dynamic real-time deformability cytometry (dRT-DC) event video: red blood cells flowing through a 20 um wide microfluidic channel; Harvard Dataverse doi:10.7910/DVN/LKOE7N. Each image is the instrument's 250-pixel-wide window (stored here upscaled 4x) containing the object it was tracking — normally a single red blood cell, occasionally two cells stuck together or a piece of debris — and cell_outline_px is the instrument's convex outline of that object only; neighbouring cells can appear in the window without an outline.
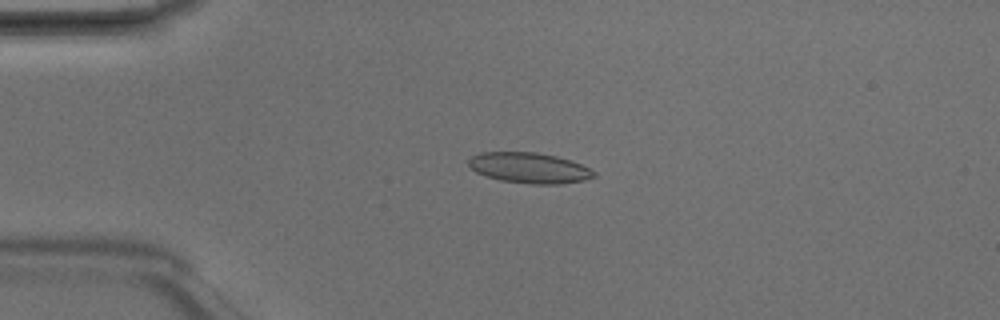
{"species": "Egyptian fruit bat (a non-hibernating species)", "species_latin": "Rousettus aegyptiacus", "temperature_condition": "room temperature", "stored_images_in_passage": 5, "camera_frame_rate_fps": 3000, "um_per_image_px": 0.085, "animal": {"sex": "male"}, "frame": {"image": 1, "passage_image": 3, "time_ms": 0.667, "image_size_px": [1000, 320], "cell_outline_px": [[596, 176], [584, 180], [560, 184], [532, 184], [500, 180], [476, 172], [468, 164], [468, 160], [472, 156], [480, 152], [536, 152], [556, 156], [580, 164], [596, 172]], "centroid_in_image_um": [44.98, 14.27], "position_along_channel_um": 40.0, "area_um2": 22.14}}